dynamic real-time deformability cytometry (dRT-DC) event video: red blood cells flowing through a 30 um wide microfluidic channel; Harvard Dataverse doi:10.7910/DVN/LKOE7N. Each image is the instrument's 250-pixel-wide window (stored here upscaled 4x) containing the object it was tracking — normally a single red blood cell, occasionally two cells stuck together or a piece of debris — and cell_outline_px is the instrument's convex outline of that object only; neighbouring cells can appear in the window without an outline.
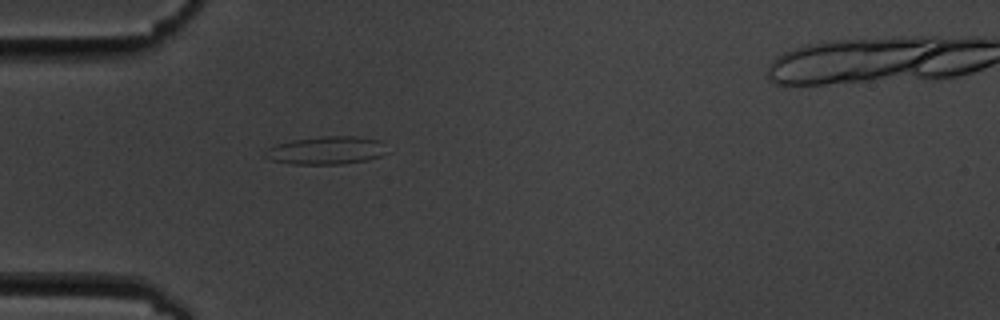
{"species": "common noctule bat (a hibernating species)", "species_latin": "Nyctalus noctula", "temperature_condition": "cold", "stored_images_in_passage": 2, "camera_frame_rate_fps": 3000, "um_per_image_px": 0.085, "animal": {"sex": "male", "body_mass_g": 19.5, "forearm_length_mm": 54.6}, "frame": {"image": 1, "passage_image": 1, "time_ms": 0.0, "image_size_px": [1000, 320], "cell_outline_px": [[388, 152], [380, 156], [368, 160], [344, 164], [292, 164], [272, 160], [264, 156], [264, 152], [268, 148], [276, 144], [292, 140], [320, 136], [356, 136], [380, 140]], "centroid_in_image_um": [27.75, 12.78], "position_along_channel_um": 57.3, "area_um2": 20.0}}